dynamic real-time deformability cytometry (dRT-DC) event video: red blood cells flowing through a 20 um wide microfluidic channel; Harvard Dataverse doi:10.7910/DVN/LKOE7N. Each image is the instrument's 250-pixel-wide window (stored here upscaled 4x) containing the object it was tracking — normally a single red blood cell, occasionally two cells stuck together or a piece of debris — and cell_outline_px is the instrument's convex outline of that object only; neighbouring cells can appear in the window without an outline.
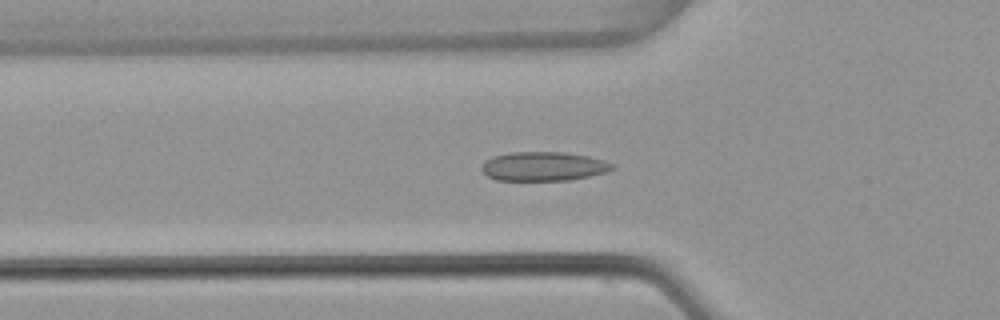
{"species": "common noctule bat (a hibernating species)", "species_latin": "Nyctalus noctula", "temperature_condition": "warm", "stored_images_in_passage": 52, "camera_frame_rate_fps": 3000, "um_per_image_px": 0.085, "animal": {"sex": "female", "body_mass_g": 22.7, "forearm_length_mm": 54.2}, "frame": {"image": 1, "passage_image": 17, "time_ms": 5.333, "image_size_px": [1000, 320], "cell_outline_px": [[616, 168], [604, 172], [588, 176], [568, 180], [496, 180], [488, 176], [480, 168], [484, 160], [492, 156], [512, 152], [564, 152], [588, 156], [604, 160], [616, 164]], "centroid_in_image_um": [46.19, 14.13], "position_along_channel_um": 79.6, "area_um2": 22.2}}
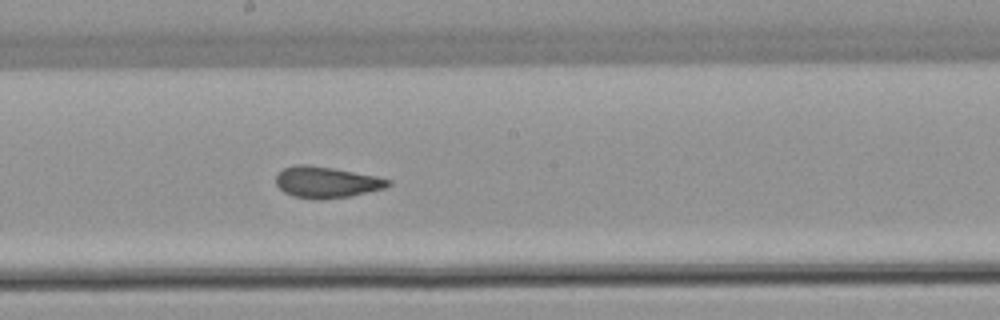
{"frame": {"image": 2, "passage_image": 28, "time_ms": 9.0, "image_size_px": [1000, 320], "cell_outline_px": [[392, 184], [384, 188], [352, 196], [324, 200], [320, 200], [292, 196], [284, 192], [276, 184], [276, 176], [284, 168], [296, 164], [304, 164], [332, 168], [376, 176], [392, 180]], "centroid_in_image_um": [27.76, 15.5], "position_along_channel_um": 220.4, "area_um2": 20.46}}
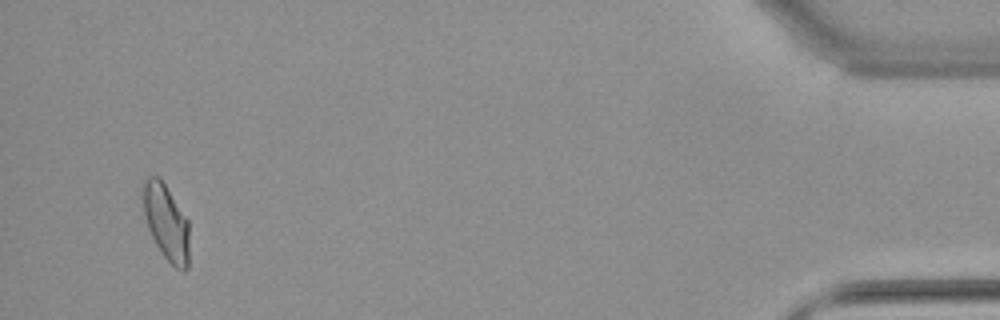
{"frame": {"image": 3, "passage_image": 50, "time_ms": 16.333, "image_size_px": [1000, 320], "cell_outline_px": [[188, 268], [184, 272], [176, 268], [160, 252], [148, 228], [144, 212], [140, 180], [148, 176], [156, 176], [164, 184], [188, 220]], "centroid_in_image_um": [14.09, 18.87], "position_along_channel_um": 421.1, "area_um2": 20.4}, "authors_computed_cell_mechanics": {"area_um2": 20.6635, "velocity_mm_per_s": 3.8272, "shape_relaxation_time_tau1_ms": null, "shape_relaxation_time_tau2_ms": 1.1259, "deformation_change_tau1": null, "deformation_change_tau2": 0.0598}}